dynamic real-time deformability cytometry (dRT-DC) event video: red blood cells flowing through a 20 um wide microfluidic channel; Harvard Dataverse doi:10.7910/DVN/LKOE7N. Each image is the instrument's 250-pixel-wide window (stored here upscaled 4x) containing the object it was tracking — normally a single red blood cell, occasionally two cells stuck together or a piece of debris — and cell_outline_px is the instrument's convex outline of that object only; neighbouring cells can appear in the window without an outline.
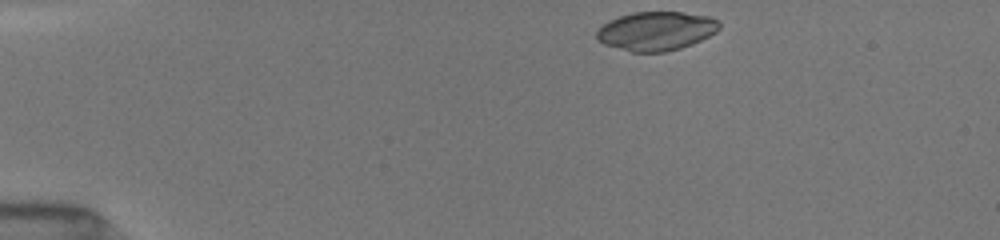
{"species": "common noctule bat (a hibernating species)", "species_latin": "Nyctalus noctula", "temperature_condition": "room temperature", "stored_images_in_passage": 43, "camera_frame_rate_fps": 3000, "um_per_image_px": 0.085, "animal": {"sex": "female", "body_mass_g": 19.5, "forearm_length_mm": 54.1}, "frame": {"image": 1, "passage_image": 1, "time_ms": 0.0, "image_size_px": [1000, 240], "cell_outline_px": [[720, 28], [716, 32], [692, 44], [680, 48], [664, 52], [632, 52], [604, 44], [596, 40], [596, 32], [608, 20], [632, 12], [680, 12], [708, 16], [720, 20]], "centroid_in_image_um": [55.77, 2.63], "position_along_channel_um": 29.2, "area_um2": 27.8}}
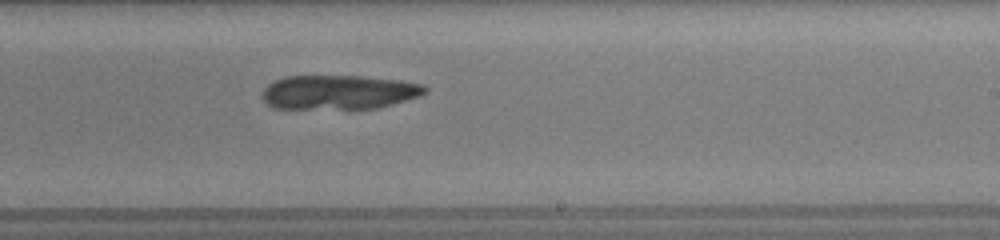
{"frame": {"image": 2, "passage_image": 24, "time_ms": 7.667, "image_size_px": [1000, 240], "cell_outline_px": [[428, 92], [420, 96], [392, 104], [376, 108], [272, 108], [264, 100], [264, 88], [268, 84], [284, 76], [360, 76], [400, 80], [424, 84], [428, 88]], "centroid_in_image_um": [28.84, 7.82], "position_along_channel_um": 260.2, "area_um2": 32.37}}
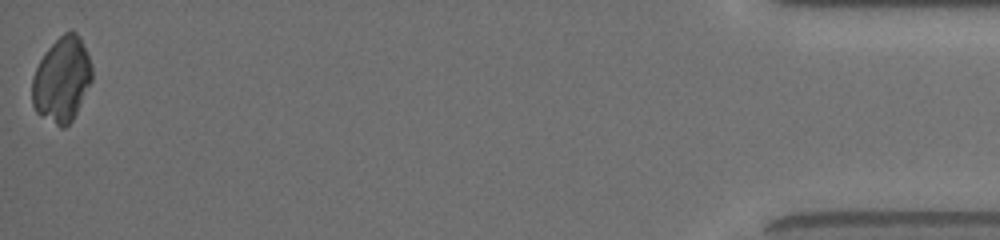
{"frame": {"image": 3, "passage_image": 43, "time_ms": 14.0, "image_size_px": [1000, 240], "cell_outline_px": [[92, 80], [72, 120], [64, 128], [60, 128], [40, 116], [36, 112], [32, 104], [32, 76], [44, 52], [64, 32], [72, 28], [76, 32], [88, 56], [92, 68]], "centroid_in_image_um": [5.23, 6.78], "position_along_channel_um": 430.0, "area_um2": 29.54}}